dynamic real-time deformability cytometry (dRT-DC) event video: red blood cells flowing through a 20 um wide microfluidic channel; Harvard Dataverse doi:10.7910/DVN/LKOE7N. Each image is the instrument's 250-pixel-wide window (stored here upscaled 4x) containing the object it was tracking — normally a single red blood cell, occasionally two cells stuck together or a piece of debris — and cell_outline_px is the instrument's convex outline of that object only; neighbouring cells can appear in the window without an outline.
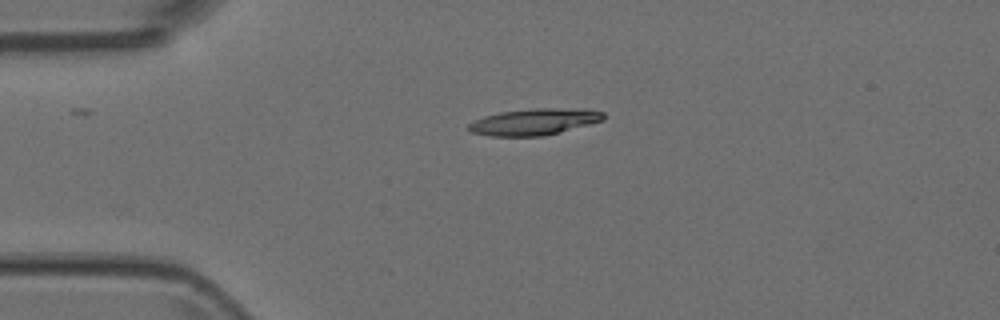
{"species": "Egyptian fruit bat (a non-hibernating species)", "species_latin": "Rousettus aegyptiacus", "temperature_condition": "room temperature", "stored_images_in_passage": 5, "camera_frame_rate_fps": 3000, "um_per_image_px": 0.085, "animal": {"sex": "female"}, "frame": {"image": 1, "passage_image": 4, "time_ms": 1.0, "image_size_px": [1000, 320], "cell_outline_px": [[604, 120], [544, 136], [492, 136], [472, 132], [468, 128], [468, 124], [484, 116], [500, 112], [536, 108], [588, 108], [604, 112]], "centroid_in_image_um": [45.46, 10.34], "position_along_channel_um": 39.5, "area_um2": 20.75}}